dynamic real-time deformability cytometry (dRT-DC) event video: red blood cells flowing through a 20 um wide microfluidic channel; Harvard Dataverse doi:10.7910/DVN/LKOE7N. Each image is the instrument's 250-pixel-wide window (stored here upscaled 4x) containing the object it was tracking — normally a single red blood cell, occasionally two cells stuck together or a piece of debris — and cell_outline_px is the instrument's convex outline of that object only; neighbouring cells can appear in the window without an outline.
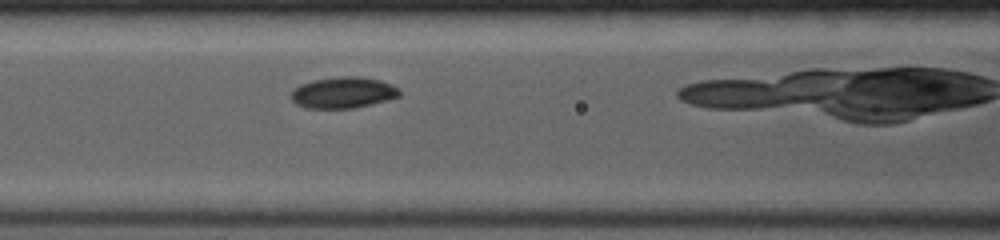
{"species": "common noctule bat (a hibernating species)", "species_latin": "Nyctalus noctula", "temperature_condition": "room temperature", "stored_images_in_passage": 11, "camera_frame_rate_fps": 4000, "um_per_image_px": 0.085, "animal": {"sex": "female", "body_mass_g": 19.0, "forearm_length_mm": 53.3}, "frame": {"image": 1, "passage_image": 7, "time_ms": 2.0, "image_size_px": [1000, 240], "cell_outline_px": [[400, 96], [388, 100], [372, 104], [352, 108], [304, 108], [296, 104], [292, 100], [292, 88], [300, 84], [312, 80], [344, 76], [356, 76], [380, 80], [392, 84], [400, 92]], "centroid_in_image_um": [29.15, 7.87], "position_along_channel_um": 137.5, "area_um2": 19.71}}